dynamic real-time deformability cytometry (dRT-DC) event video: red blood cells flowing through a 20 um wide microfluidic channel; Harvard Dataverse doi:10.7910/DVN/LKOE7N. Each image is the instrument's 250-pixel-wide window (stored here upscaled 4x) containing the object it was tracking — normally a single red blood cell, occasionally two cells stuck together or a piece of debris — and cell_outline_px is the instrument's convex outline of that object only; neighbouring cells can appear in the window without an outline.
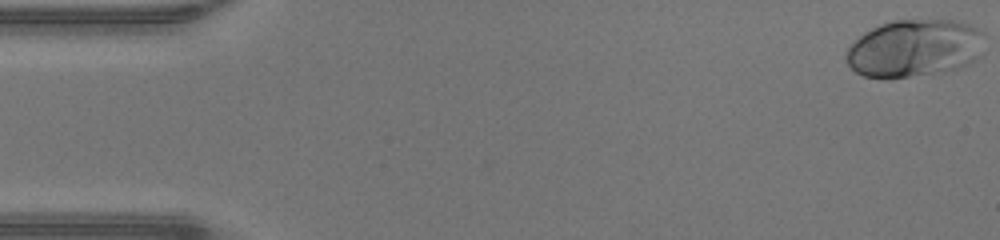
{"species": "human", "species_latin": "Homo sapiens", "temperature_condition": "warm", "stored_images_in_passage": 48, "camera_frame_rate_fps": 3000, "um_per_image_px": 0.085, "donor": {"sex": "male"}, "frame": {"image": 1, "passage_image": 1, "time_ms": 0.0, "image_size_px": [1000, 240], "cell_outline_px": [[984, 56], [956, 68], [944, 72], [888, 80], [864, 76], [856, 72], [848, 64], [844, 56], [848, 48], [864, 32], [880, 24], [892, 20], [964, 20], [980, 28], [984, 32]], "centroid_in_image_um": [77.79, 4.1], "position_along_channel_um": 7.2, "area_um2": 47.51}}
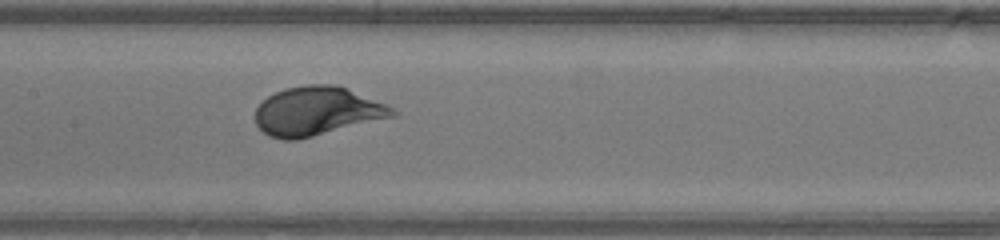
{"frame": {"image": 2, "passage_image": 23, "time_ms": 7.333, "image_size_px": [1000, 240], "cell_outline_px": [[400, 112], [396, 116], [296, 140], [284, 140], [268, 136], [256, 124], [256, 108], [268, 96], [284, 88], [308, 84], [336, 84], [388, 104]], "centroid_in_image_um": [26.98, 9.44], "position_along_channel_um": 180.4, "area_um2": 39.07}}
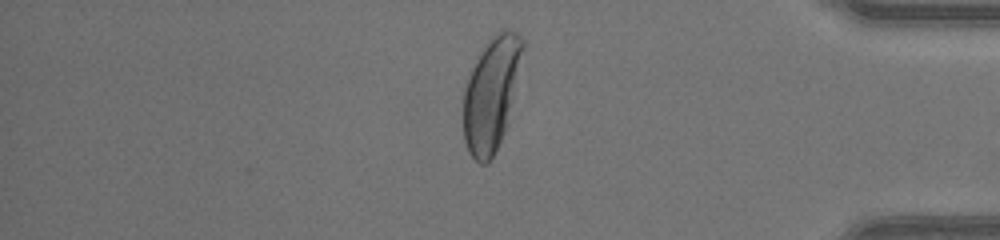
{"frame": {"image": 3, "passage_image": 40, "time_ms": 13.0, "image_size_px": [1000, 240], "cell_outline_px": [[524, 48], [512, 100], [504, 132], [488, 164], [480, 164], [468, 152], [464, 140], [464, 88], [468, 76], [476, 56], [484, 44], [500, 28], [508, 28], [516, 32], [524, 40]], "centroid_in_image_um": [41.74, 7.89], "position_along_channel_um": 393.5, "area_um2": 38.96}, "authors_computed_cell_mechanics": {"area_um2": 39.2751, "velocity_mm_per_s": 4.3189, "shape_relaxation_time_tau1_ms": 2.4582, "shape_relaxation_time_tau2_ms": null, "deformation_change_tau1": 0.1915, "deformation_change_tau2": null}}